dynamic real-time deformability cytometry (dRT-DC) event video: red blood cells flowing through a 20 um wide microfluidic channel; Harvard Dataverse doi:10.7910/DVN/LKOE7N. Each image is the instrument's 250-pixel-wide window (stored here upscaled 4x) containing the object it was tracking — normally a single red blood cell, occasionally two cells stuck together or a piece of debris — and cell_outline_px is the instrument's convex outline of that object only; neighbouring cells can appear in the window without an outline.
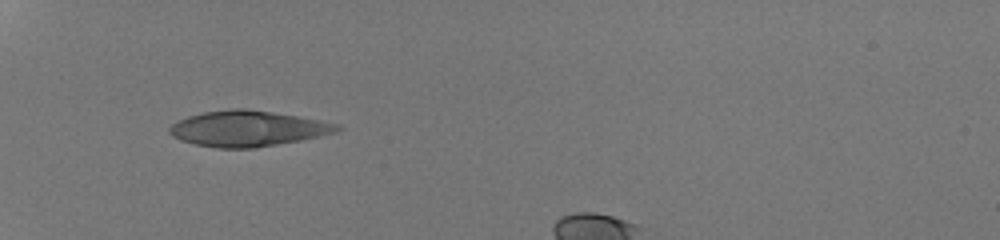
{"species": "human", "species_latin": "Homo sapiens", "temperature_condition": "room temperature", "stored_images_in_passage": 32, "camera_frame_rate_fps": 3000, "um_per_image_px": 0.085, "donor": {"sex": "male"}, "frame": {"image": 1, "passage_image": 1, "time_ms": 0.0, "image_size_px": [1000, 240], "cell_outline_px": [[344, 128], [336, 132], [300, 140], [252, 148], [216, 148], [196, 144], [180, 140], [172, 136], [168, 132], [168, 128], [172, 124], [188, 116], [204, 112], [232, 108], [244, 108], [272, 112], [320, 120], [340, 124]], "centroid_in_image_um": [21.05, 10.92], "position_along_channel_um": 64.0, "area_um2": 34.62}}
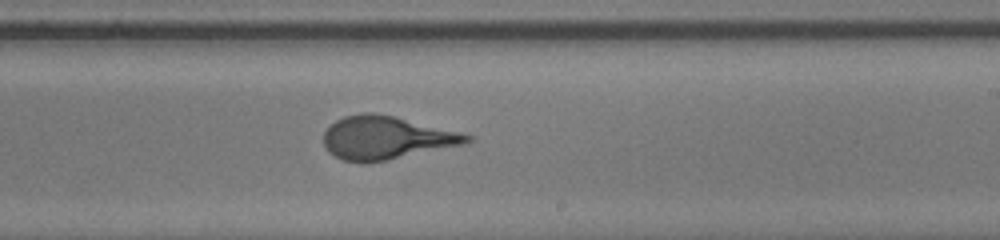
{"frame": {"image": 2, "passage_image": 16, "time_ms": 5.0, "image_size_px": [1000, 240], "cell_outline_px": [[472, 140], [464, 144], [388, 160], [364, 164], [344, 160], [328, 152], [324, 144], [324, 132], [336, 120], [344, 116], [364, 112], [372, 112], [392, 116], [460, 132], [472, 136]], "centroid_in_image_um": [32.79, 11.72], "position_along_channel_um": 256.2, "area_um2": 35.78}}
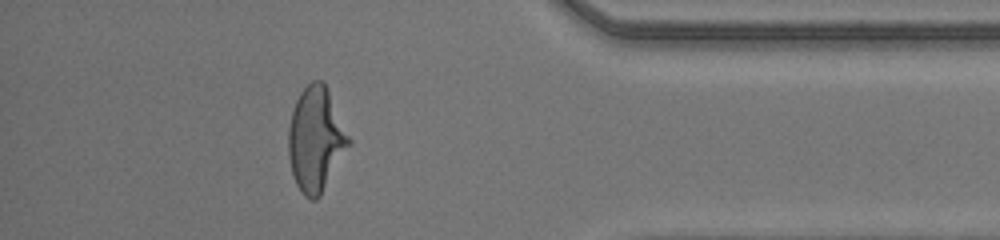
{"frame": {"image": 3, "passage_image": 28, "time_ms": 9.0, "image_size_px": [1000, 240], "cell_outline_px": [[352, 144], [320, 196], [316, 200], [312, 200], [304, 196], [296, 184], [292, 172], [288, 156], [288, 128], [292, 112], [296, 100], [300, 92], [312, 80], [324, 80], [328, 88], [352, 140]], "centroid_in_image_um": [26.87, 11.84], "position_along_channel_um": 408.3, "area_um2": 37.22}}